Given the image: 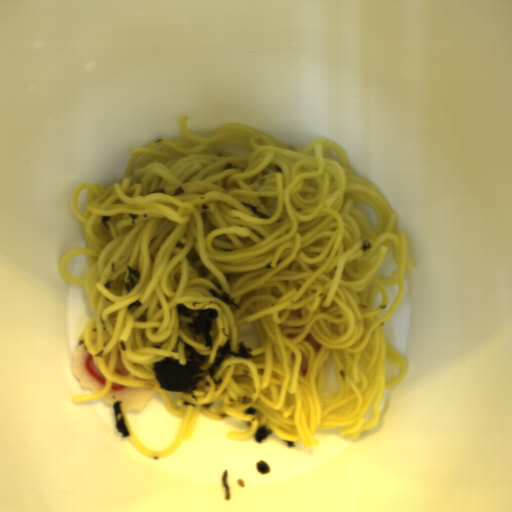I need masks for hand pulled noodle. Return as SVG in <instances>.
Here are the masks:
<instances>
[{
  "label": "hand pulled noodle",
  "mask_w": 512,
  "mask_h": 512,
  "mask_svg": "<svg viewBox=\"0 0 512 512\" xmlns=\"http://www.w3.org/2000/svg\"><path fill=\"white\" fill-rule=\"evenodd\" d=\"M188 118L177 121L185 141L131 147L120 183L82 182L73 192L86 247L62 255L58 273L84 286L94 316L77 344L105 379L96 393L72 395L73 404L103 399L113 383L159 392L182 418L164 450L139 442L120 404L126 439L153 459L189 441L200 414L250 424L225 432L228 440L255 439L265 425L307 449L321 443L316 430L347 426L341 438L357 441L377 428L387 387L407 376L409 361L382 324L415 269L410 236L338 142L321 136L294 149L227 122L200 137ZM84 254L87 276L68 275L70 259ZM178 302L219 311L212 346L186 326L193 320ZM229 338L233 351L242 341L254 358L227 355L211 379ZM185 343L206 356L205 374L191 394L166 391L152 364L171 356L184 365ZM120 350L126 376L114 372Z\"/></svg>",
  "instance_id": "hand-pulled-noodle-1"
}]
</instances>
